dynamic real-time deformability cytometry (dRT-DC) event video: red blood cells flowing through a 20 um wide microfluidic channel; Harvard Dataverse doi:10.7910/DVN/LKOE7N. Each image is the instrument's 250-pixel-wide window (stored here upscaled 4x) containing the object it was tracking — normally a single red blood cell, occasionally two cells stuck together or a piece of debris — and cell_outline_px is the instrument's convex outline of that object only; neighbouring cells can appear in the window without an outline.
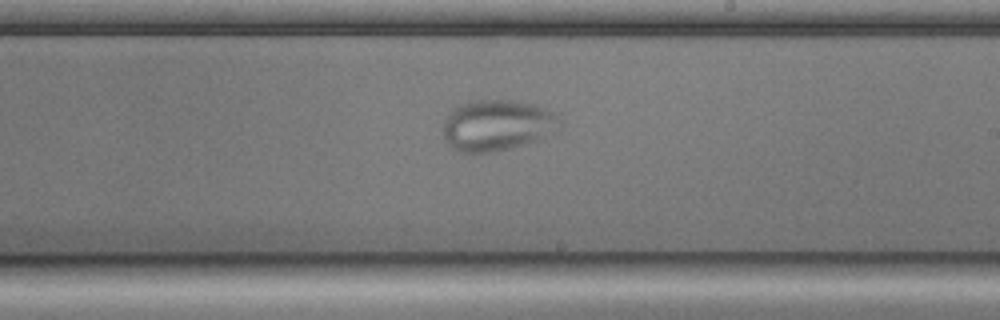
{"species": "common noctule bat (a hibernating species)", "species_latin": "Nyctalus noctula", "temperature_condition": "cold", "stored_images_in_passage": 38, "camera_frame_rate_fps": 3000, "um_per_image_px": 0.085, "animal": {"sex": "male", "body_mass_g": 17.9, "forearm_length_mm": 54.2}, "frame": {"image": 1, "passage_image": 20, "time_ms": 6.333, "image_size_px": [1000, 320], "cell_outline_px": [[564, 124], [560, 132], [524, 144], [492, 152], [460, 152], [452, 148], [444, 140], [444, 120], [456, 104], [472, 100], [512, 100], [536, 104], [548, 108]], "centroid_in_image_um": [42.3, 10.63], "position_along_channel_um": 246.7, "area_um2": 35.26}}